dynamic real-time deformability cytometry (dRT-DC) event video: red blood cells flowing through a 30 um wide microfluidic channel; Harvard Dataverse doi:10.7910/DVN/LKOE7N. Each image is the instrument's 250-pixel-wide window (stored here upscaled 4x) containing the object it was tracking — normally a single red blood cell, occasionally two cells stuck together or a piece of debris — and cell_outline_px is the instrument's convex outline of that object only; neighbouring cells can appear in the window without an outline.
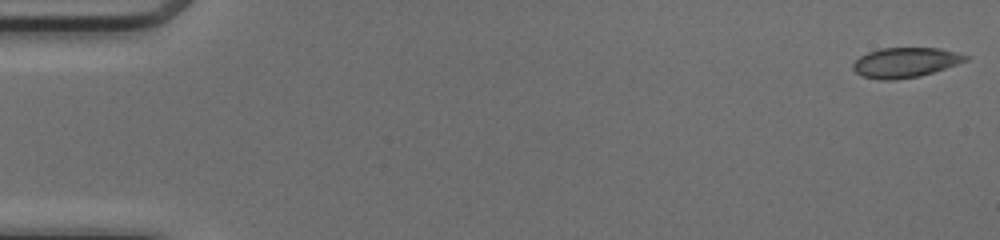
{"species": "common noctule bat (a hibernating species)", "species_latin": "Nyctalus noctula", "temperature_condition": "cold", "stored_images_in_passage": 50, "camera_frame_rate_fps": 3000, "um_per_image_px": 0.085, "animal": {"sex": "female", "body_mass_g": 17.0, "forearm_length_mm": 48.0}, "frame": {"image": 1, "passage_image": 1, "time_ms": 0.0, "image_size_px": [1000, 240], "cell_outline_px": [[972, 56], [968, 60], [920, 76], [896, 80], [880, 80], [860, 76], [852, 68], [852, 64], [860, 56], [868, 52], [880, 48], [940, 48]], "centroid_in_image_um": [76.93, 5.31], "position_along_channel_um": 8.1, "area_um2": 19.71}}
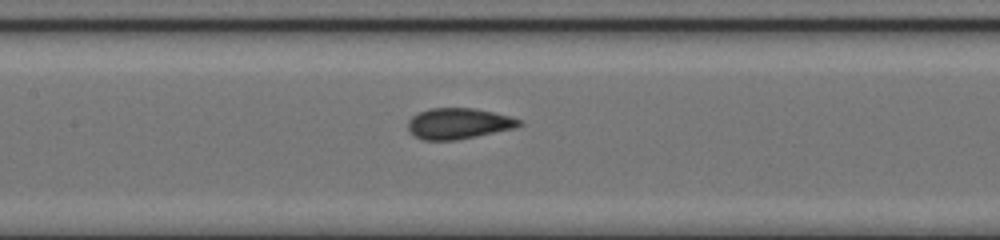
{"frame": {"image": 2, "passage_image": 24, "time_ms": 7.667, "image_size_px": [1000, 240], "cell_outline_px": [[524, 124], [516, 128], [456, 140], [424, 140], [416, 136], [408, 128], [408, 120], [412, 116], [428, 108], [472, 108], [492, 112], [524, 120]], "centroid_in_image_um": [39.01, 10.5], "position_along_channel_um": 168.4, "area_um2": 19.94}}
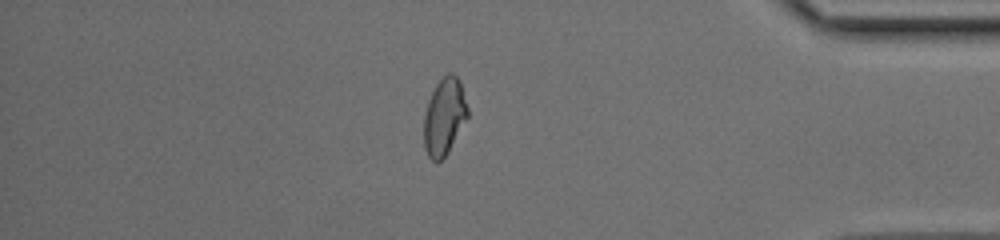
{"frame": {"image": 3, "passage_image": 43, "time_ms": 14.0, "image_size_px": [1000, 240], "cell_outline_px": [[468, 116], [448, 152], [436, 164], [428, 156], [424, 148], [424, 116], [428, 100], [436, 84], [448, 72], [452, 72], [460, 80], [468, 108]], "centroid_in_image_um": [37.76, 9.91], "position_along_channel_um": 397.4, "area_um2": 19.59}, "authors_computed_cell_mechanics": {"area_um2": 19.8832, "velocity_mm_per_s": 4.1419, "shape_relaxation_time_tau1_ms": 6.1755, "shape_relaxation_time_tau2_ms": null, "deformation_change_tau1": 0.1547, "deformation_change_tau2": null}}